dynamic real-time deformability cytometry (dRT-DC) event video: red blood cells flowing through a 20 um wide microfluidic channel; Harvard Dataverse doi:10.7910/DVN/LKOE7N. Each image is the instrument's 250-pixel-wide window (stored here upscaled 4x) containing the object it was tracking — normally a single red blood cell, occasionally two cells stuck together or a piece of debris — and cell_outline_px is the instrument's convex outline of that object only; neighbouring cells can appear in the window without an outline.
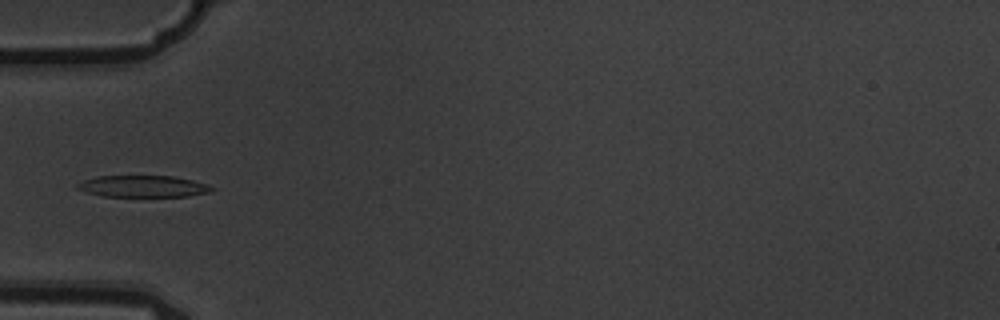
{"species": "common noctule bat (a hibernating species)", "species_latin": "Nyctalus noctula", "temperature_condition": "warm", "stored_images_in_passage": 7, "camera_frame_rate_fps": 3000, "um_per_image_px": 0.085, "animal": {"sex": "male", "body_mass_g": 19.5, "forearm_length_mm": 54.6}, "frame": {"image": 1, "passage_image": 5, "time_ms": 1.333, "image_size_px": [1000, 320], "cell_outline_px": [[216, 188], [208, 192], [188, 196], [104, 196], [88, 192], [76, 188], [76, 184], [84, 180], [96, 176], [172, 176], [192, 180], [208, 184]], "centroid_in_image_um": [12.17, 15.83], "position_along_channel_um": 72.8, "area_um2": 16.76}}
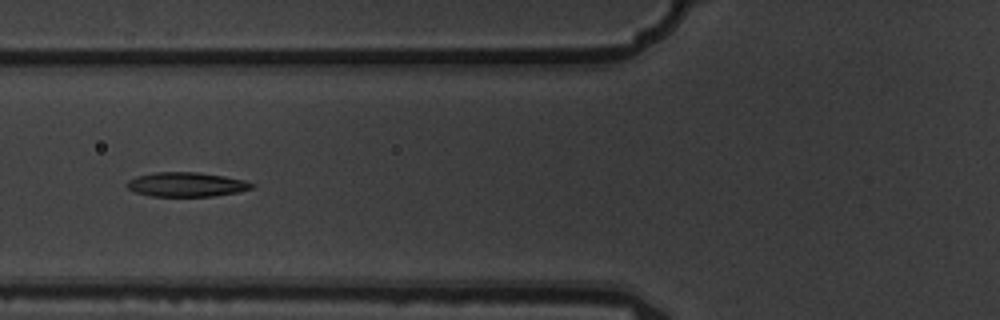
{"frame": {"image": 2, "passage_image": 6, "time_ms": 1.667, "image_size_px": [1000, 320], "cell_outline_px": [[256, 184], [252, 188], [236, 192], [212, 196], [152, 196], [136, 192], [128, 188], [128, 180], [136, 176], [156, 172], [196, 172], [224, 176], [244, 180]], "centroid_in_image_um": [15.85, 15.67], "position_along_channel_um": 109.9, "area_um2": 17.51}}
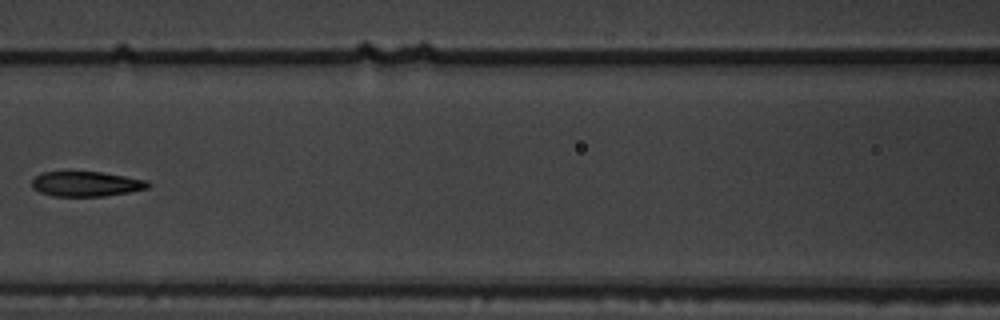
{"frame": {"image": 3, "passage_image": 7, "time_ms": 2.0, "image_size_px": [1000, 320], "cell_outline_px": [[152, 184], [148, 188], [128, 192], [104, 196], [52, 196], [40, 192], [32, 188], [32, 180], [40, 172], [100, 172], [148, 180]], "centroid_in_image_um": [7.32, 15.63], "position_along_channel_um": 159.3, "area_um2": 16.88}}